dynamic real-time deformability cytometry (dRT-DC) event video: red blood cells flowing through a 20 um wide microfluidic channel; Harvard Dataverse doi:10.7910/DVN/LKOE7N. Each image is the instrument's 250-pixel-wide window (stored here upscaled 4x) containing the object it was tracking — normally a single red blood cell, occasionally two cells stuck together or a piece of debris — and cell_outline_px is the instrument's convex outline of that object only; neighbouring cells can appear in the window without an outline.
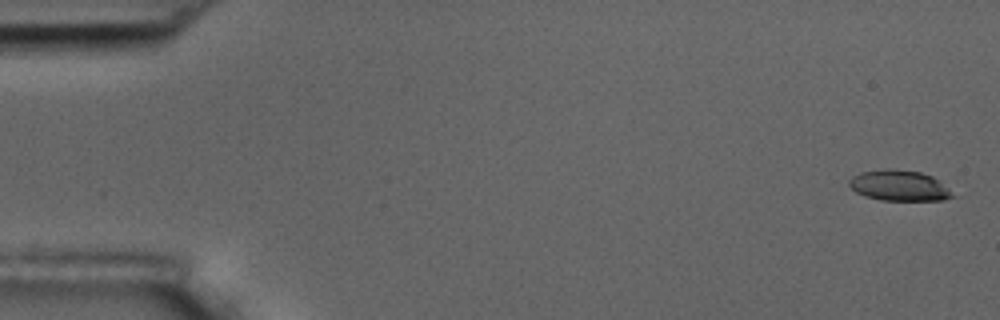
{"species": "common noctule bat (a hibernating species)", "species_latin": "Nyctalus noctula", "temperature_condition": "room temperature", "stored_images_in_passage": 5, "camera_frame_rate_fps": 3000, "um_per_image_px": 0.085, "animal": {"sex": "male", "body_mass_g": 17.5, "forearm_length_mm": 52.3}, "frame": {"image": 1, "passage_image": 1, "time_ms": 0.0, "image_size_px": [1000, 320], "cell_outline_px": [[960, 196], [944, 200], [880, 200], [864, 196], [856, 192], [848, 184], [848, 180], [852, 176], [860, 172], [884, 168], [888, 168], [920, 172], [932, 176], [940, 180]], "centroid_in_image_um": [76.5, 15.78], "position_along_channel_um": 8.5, "area_um2": 18.96}}
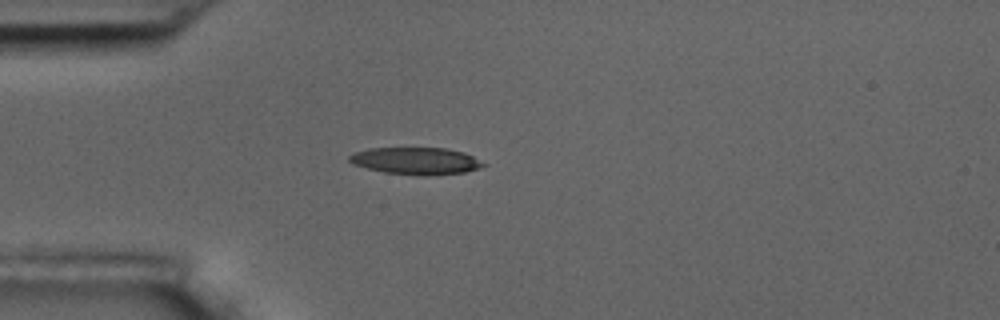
{"frame": {"image": 2, "passage_image": 5, "time_ms": 4.667, "image_size_px": [1000, 320], "cell_outline_px": [[488, 164], [480, 168], [464, 172], [428, 176], [424, 176], [384, 172], [352, 164], [348, 160], [348, 156], [352, 152], [368, 148], [444, 148], [464, 152]], "centroid_in_image_um": [35.34, 13.67], "position_along_channel_um": 49.7, "area_um2": 21.27}}